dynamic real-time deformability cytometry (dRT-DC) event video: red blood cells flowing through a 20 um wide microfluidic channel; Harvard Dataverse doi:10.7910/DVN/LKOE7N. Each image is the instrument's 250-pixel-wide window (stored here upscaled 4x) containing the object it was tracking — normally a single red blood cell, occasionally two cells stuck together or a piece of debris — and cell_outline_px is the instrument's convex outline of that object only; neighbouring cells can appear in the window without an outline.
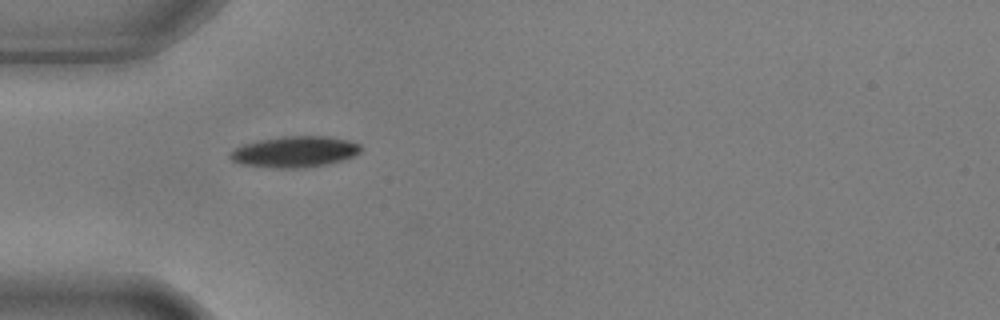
{"species": "common noctule bat (a hibernating species)", "species_latin": "Nyctalus noctula", "temperature_condition": "warm", "stored_images_in_passage": 2, "camera_frame_rate_fps": 3000, "um_per_image_px": 0.085, "animal": {"sex": "male", "body_mass_g": 17.9, "forearm_length_mm": 54.2}, "frame": {"image": 1, "passage_image": 1, "time_ms": 0.0, "image_size_px": [1000, 320], "cell_outline_px": [[360, 152], [352, 156], [328, 164], [304, 168], [276, 168], [240, 164], [232, 160], [228, 156], [228, 152], [244, 144], [260, 140], [284, 136], [328, 136], [348, 140], [360, 144]], "centroid_in_image_um": [25.03, 12.9], "position_along_channel_um": 60.0, "area_um2": 23.58}}
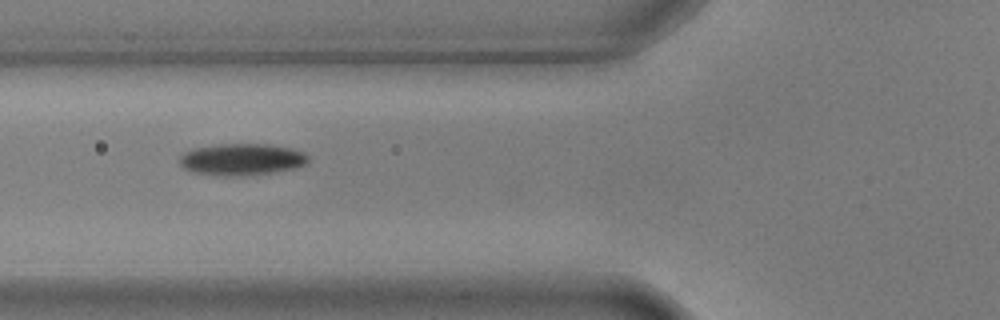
{"frame": {"image": 2, "passage_image": 2, "time_ms": 0.333, "image_size_px": [1000, 320], "cell_outline_px": [[308, 160], [304, 164], [296, 168], [272, 172], [228, 176], [224, 176], [192, 172], [184, 168], [180, 164], [180, 156], [184, 152], [196, 148], [220, 144], [272, 144], [292, 148], [304, 152], [308, 156]], "centroid_in_image_um": [20.56, 13.53], "position_along_channel_um": 105.2, "area_um2": 23.58}}